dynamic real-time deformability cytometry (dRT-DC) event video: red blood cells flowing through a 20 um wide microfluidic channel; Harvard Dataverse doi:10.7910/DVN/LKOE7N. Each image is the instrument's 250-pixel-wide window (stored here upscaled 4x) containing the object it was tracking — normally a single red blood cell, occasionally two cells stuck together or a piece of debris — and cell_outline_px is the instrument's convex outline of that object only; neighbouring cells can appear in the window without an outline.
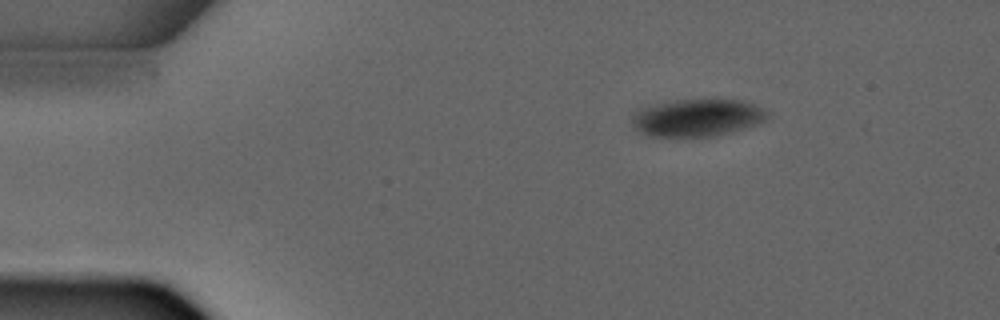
{"species": "common noctule bat (a hibernating species)", "species_latin": "Nyctalus noctula", "temperature_condition": "warm", "stored_images_in_passage": 3, "camera_frame_rate_fps": 3000, "um_per_image_px": 0.085, "animal": {"sex": "male", "forearm_length_mm": 52.5}, "frame": {"image": 1, "passage_image": 1, "time_ms": 0.0, "image_size_px": [1000, 320], "cell_outline_px": [[768, 116], [764, 120], [756, 124], [732, 132], [716, 136], [652, 136], [640, 132], [632, 124], [632, 112], [640, 108], [656, 104], [676, 100], [740, 100], [764, 108], [768, 112]], "centroid_in_image_um": [59.25, 10.01], "position_along_channel_um": 25.8, "area_um2": 29.25}}